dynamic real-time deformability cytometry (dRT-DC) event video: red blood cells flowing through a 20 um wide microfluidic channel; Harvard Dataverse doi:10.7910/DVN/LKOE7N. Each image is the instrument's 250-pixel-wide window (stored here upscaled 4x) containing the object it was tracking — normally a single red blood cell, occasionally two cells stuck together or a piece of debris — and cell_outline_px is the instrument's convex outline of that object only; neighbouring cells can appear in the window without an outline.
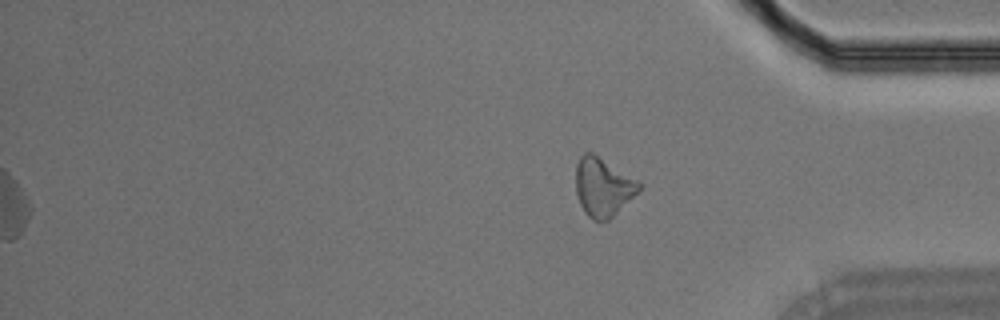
{"species": "Egyptian fruit bat (a non-hibernating species)", "species_latin": "Rousettus aegyptiacus", "temperature_condition": "room temperature", "stored_images_in_passage": 29, "segment_of_instrument_passage": [2, 2], "camera_frame_rate_fps": 3000, "um_per_image_px": 0.085, "animal": {"sex": "male"}, "frame": {"image": 1, "passage_image": 29, "time_ms": 9.333, "image_size_px": [1000, 320], "cell_outline_px": [[644, 184], [608, 220], [600, 224], [592, 220], [584, 212], [580, 204], [576, 192], [576, 164], [580, 156], [584, 152], [592, 152], [640, 180]], "centroid_in_image_um": [51.24, 15.88], "position_along_channel_um": 384.0, "area_um2": 21.73}}